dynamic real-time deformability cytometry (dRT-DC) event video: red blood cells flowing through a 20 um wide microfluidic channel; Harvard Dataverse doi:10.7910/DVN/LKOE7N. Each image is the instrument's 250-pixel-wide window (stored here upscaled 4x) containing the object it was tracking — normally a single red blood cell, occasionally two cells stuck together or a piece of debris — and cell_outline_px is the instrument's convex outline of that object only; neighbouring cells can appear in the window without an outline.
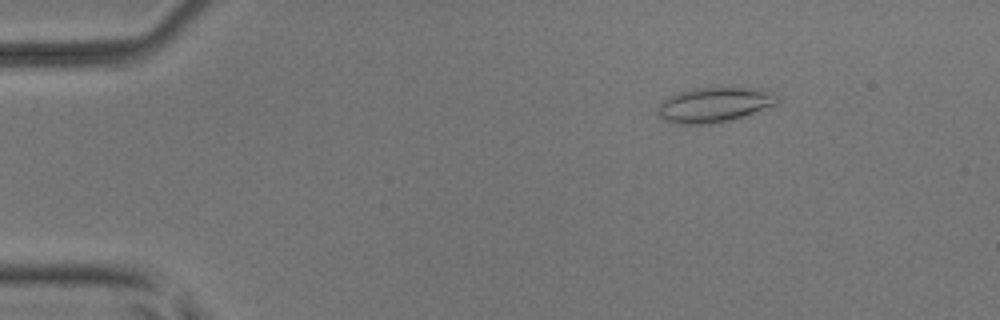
{"species": "common noctule bat (a hibernating species)", "species_latin": "Nyctalus noctula", "temperature_condition": "room temperature", "stored_images_in_passage": 5, "camera_frame_rate_fps": 3000, "um_per_image_px": 0.085, "animal": {"sex": "male", "body_mass_g": 17.9, "forearm_length_mm": 54.2}, "frame": {"image": 1, "passage_image": 3, "time_ms": 0.667, "image_size_px": [1000, 320], "cell_outline_px": [[776, 104], [744, 116], [732, 120], [708, 124], [676, 124], [664, 120], [660, 116], [656, 108], [668, 96], [680, 92], [696, 88], [732, 84], [760, 88], [772, 92], [776, 96]], "centroid_in_image_um": [60.73, 8.86], "position_along_channel_um": 24.3, "area_um2": 25.03}}